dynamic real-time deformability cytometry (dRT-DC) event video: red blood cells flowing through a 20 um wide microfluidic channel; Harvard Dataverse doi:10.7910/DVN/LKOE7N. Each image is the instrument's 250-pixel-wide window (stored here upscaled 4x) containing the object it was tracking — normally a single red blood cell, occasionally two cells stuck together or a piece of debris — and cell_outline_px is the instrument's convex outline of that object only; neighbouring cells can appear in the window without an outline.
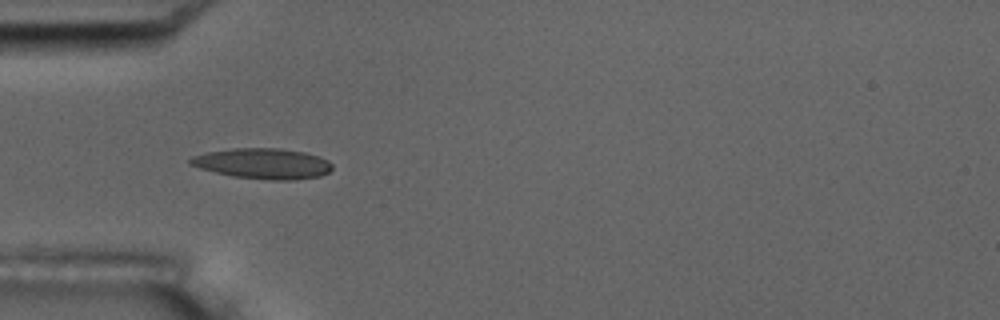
{"species": "common noctule bat (a hibernating species)", "species_latin": "Nyctalus noctula", "temperature_condition": "room temperature", "stored_images_in_passage": 5, "camera_frame_rate_fps": 3000, "um_per_image_px": 0.085, "animal": {"sex": "male", "body_mass_g": 17.5, "forearm_length_mm": 52.3}, "frame": {"image": 1, "passage_image": 4, "time_ms": 4.333, "image_size_px": [1000, 320], "cell_outline_px": [[332, 168], [328, 172], [320, 176], [292, 180], [272, 180], [232, 176], [200, 168], [188, 164], [188, 160], [192, 156], [204, 152], [232, 148], [280, 148], [304, 152], [320, 156], [328, 160], [332, 164]], "centroid_in_image_um": [22.33, 13.89], "position_along_channel_um": 62.7, "area_um2": 25.37}}